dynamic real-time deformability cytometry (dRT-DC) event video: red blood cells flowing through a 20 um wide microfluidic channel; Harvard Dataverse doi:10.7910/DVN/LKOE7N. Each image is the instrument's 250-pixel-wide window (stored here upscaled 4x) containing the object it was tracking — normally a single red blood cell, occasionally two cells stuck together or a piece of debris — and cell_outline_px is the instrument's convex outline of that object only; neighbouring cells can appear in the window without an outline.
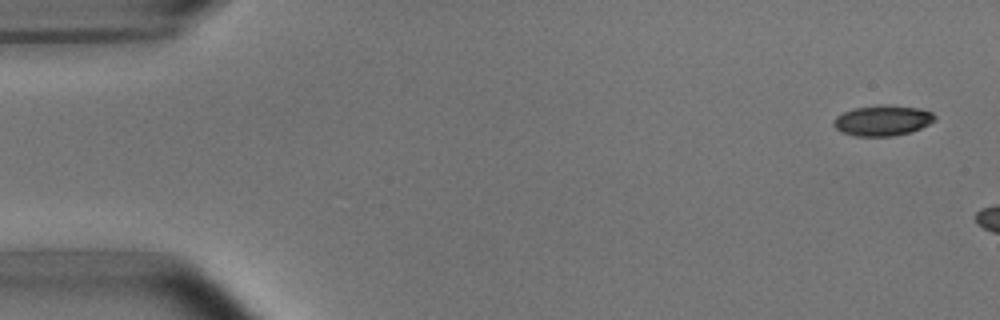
{"species": "common noctule bat (a hibernating species)", "species_latin": "Nyctalus noctula", "temperature_condition": "room temperature", "stored_images_in_passage": 3, "camera_frame_rate_fps": 3000, "um_per_image_px": 0.085, "animal": {"sex": "male", "body_mass_g": 15.6}, "frame": {"image": 1, "passage_image": 1, "time_ms": 0.0, "image_size_px": [1000, 320], "cell_outline_px": [[936, 120], [912, 132], [892, 136], [856, 136], [840, 132], [832, 124], [836, 116], [852, 108], [880, 104], [888, 104], [920, 108], [932, 112], [936, 116]], "centroid_in_image_um": [75.02, 10.23], "position_along_channel_um": 10.0, "area_um2": 18.26}}